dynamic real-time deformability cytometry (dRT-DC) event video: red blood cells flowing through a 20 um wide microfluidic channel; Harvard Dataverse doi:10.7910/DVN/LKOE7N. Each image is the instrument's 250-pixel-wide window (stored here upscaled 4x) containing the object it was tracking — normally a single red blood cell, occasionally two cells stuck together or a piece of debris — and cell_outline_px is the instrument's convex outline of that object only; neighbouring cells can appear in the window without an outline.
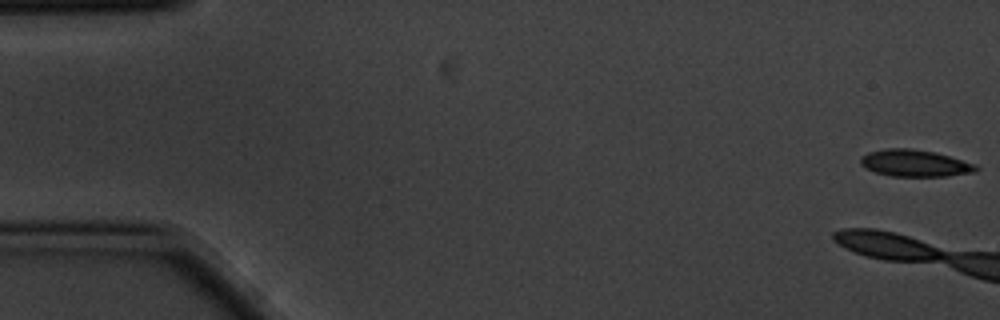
{"species": "common noctule bat (a hibernating species)", "species_latin": "Nyctalus noctula", "temperature_condition": "cold", "stored_images_in_passage": 12, "camera_frame_rate_fps": 3000, "um_per_image_px": 0.085, "animal": {"sex": "male", "body_mass_g": 20.1, "forearm_length_mm": 53.5}, "frame": {"image": 1, "passage_image": 1, "time_ms": 0.0, "image_size_px": [1000, 320], "cell_outline_px": [[980, 168], [976, 172], [948, 176], [892, 176], [876, 172], [864, 168], [860, 164], [860, 156], [868, 152], [884, 148], [912, 148], [936, 152], [976, 164]], "centroid_in_image_um": [77.76, 13.86], "position_along_channel_um": 7.2, "area_um2": 18.32}}
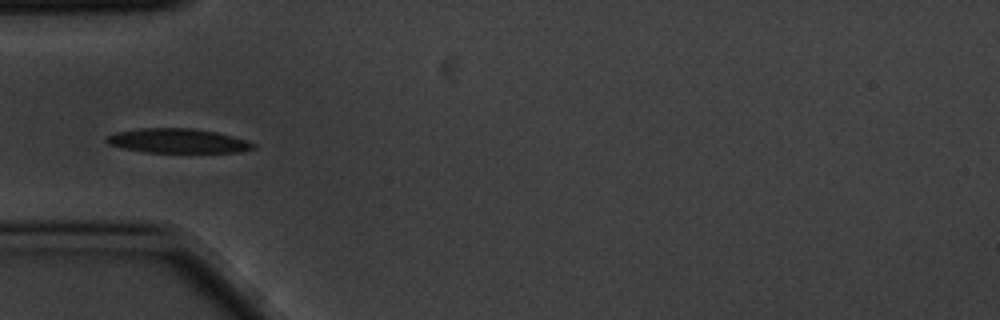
{"frame": {"image": 2, "passage_image": 6, "time_ms": 1.667, "image_size_px": [1000, 320], "cell_outline_px": [[256, 148], [240, 152], [144, 152], [124, 148], [108, 144], [104, 140], [108, 136], [116, 132], [140, 128], [192, 128], [216, 132], [232, 136], [256, 144]], "centroid_in_image_um": [15.1, 11.97], "position_along_channel_um": 69.9, "area_um2": 20.75}}